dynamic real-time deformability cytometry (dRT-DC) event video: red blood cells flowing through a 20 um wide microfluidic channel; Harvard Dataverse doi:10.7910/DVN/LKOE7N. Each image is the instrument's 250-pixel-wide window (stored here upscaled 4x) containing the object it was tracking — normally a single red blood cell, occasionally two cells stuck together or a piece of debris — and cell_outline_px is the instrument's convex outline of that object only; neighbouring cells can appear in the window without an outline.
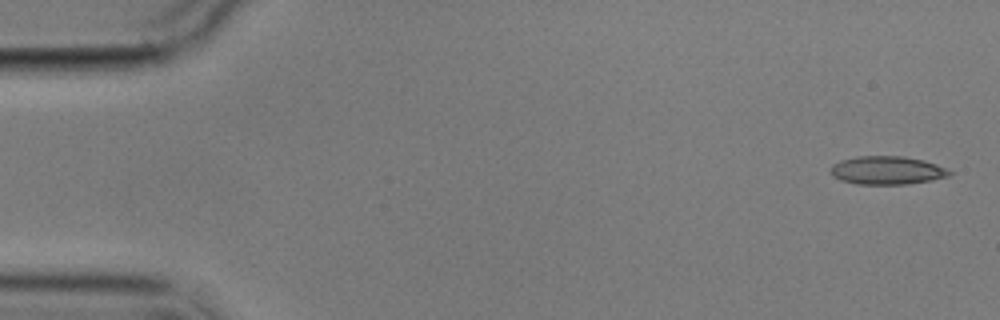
{"species": "common noctule bat (a hibernating species)", "species_latin": "Nyctalus noctula", "temperature_condition": "cold", "stored_images_in_passage": 5, "camera_frame_rate_fps": 3000, "um_per_image_px": 0.085, "animal": {"sex": "male", "body_mass_g": 17.9}, "frame": {"image": 1, "passage_image": 1, "time_ms": 0.0, "image_size_px": [1000, 320], "cell_outline_px": [[952, 172], [948, 176], [932, 180], [908, 184], [856, 184], [840, 180], [832, 176], [832, 164], [840, 160], [856, 156], [904, 156], [924, 160], [936, 164]], "centroid_in_image_um": [75.38, 14.47], "position_along_channel_um": 9.6, "area_um2": 19.59}}